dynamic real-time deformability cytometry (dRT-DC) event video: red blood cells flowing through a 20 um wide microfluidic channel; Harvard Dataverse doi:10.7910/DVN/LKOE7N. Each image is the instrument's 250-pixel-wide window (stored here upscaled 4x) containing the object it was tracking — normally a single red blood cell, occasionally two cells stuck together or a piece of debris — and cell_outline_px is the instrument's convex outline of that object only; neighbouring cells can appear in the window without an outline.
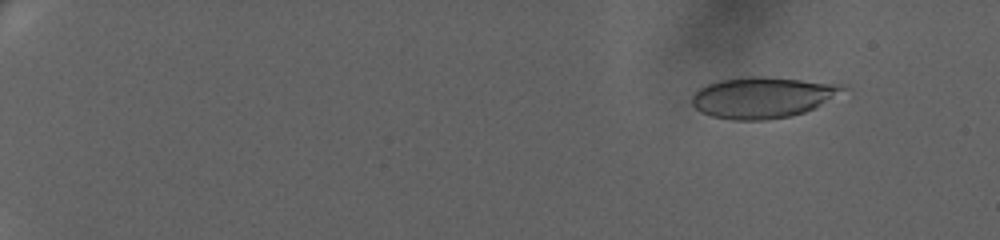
{"species": "human", "species_latin": "Homo sapiens", "temperature_condition": "warm", "stored_images_in_passage": 67, "camera_frame_rate_fps": 3000, "um_per_image_px": 0.085, "donor": {"sex": "female"}, "frame": {"image": 1, "passage_image": 8, "time_ms": 2.333, "image_size_px": [1000, 240], "cell_outline_px": [[848, 88], [816, 108], [792, 116], [764, 120], [732, 120], [712, 116], [700, 112], [692, 104], [692, 96], [700, 88], [708, 84], [720, 80], [752, 76], [764, 76], [844, 84]], "centroid_in_image_um": [64.84, 8.28], "position_along_channel_um": 20.2, "area_um2": 36.13}}
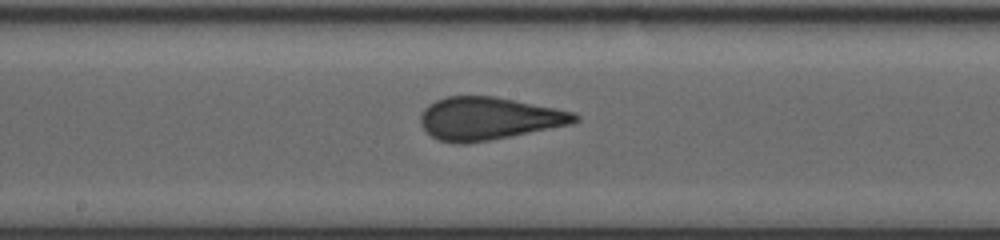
{"frame": {"image": 2, "passage_image": 41, "time_ms": 13.333, "image_size_px": [1000, 240], "cell_outline_px": [[580, 120], [572, 124], [468, 144], [456, 144], [440, 140], [432, 136], [420, 124], [420, 112], [428, 104], [436, 100], [448, 96], [496, 96], [576, 112], [580, 116]], "centroid_in_image_um": [41.55, 10.06], "position_along_channel_um": 206.7, "area_um2": 38.55}}
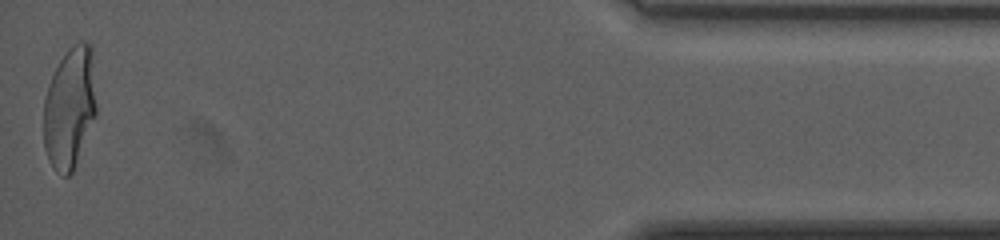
{"frame": {"image": 3, "passage_image": 67, "time_ms": 22.0, "image_size_px": [1000, 240], "cell_outline_px": [[96, 116], [72, 172], [68, 176], [64, 176], [56, 172], [52, 168], [44, 148], [44, 100], [48, 84], [60, 60], [68, 48], [72, 44], [80, 40], [84, 40], [92, 44], [96, 104]], "centroid_in_image_um": [5.93, 9.13], "position_along_channel_um": 429.3, "area_um2": 37.69}}